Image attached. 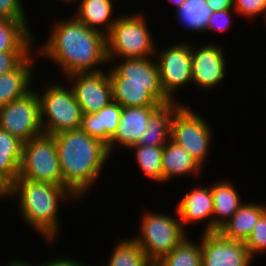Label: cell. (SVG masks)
I'll use <instances>...</instances> for the list:
<instances>
[{
  "instance_id": "20",
  "label": "cell",
  "mask_w": 266,
  "mask_h": 266,
  "mask_svg": "<svg viewBox=\"0 0 266 266\" xmlns=\"http://www.w3.org/2000/svg\"><path fill=\"white\" fill-rule=\"evenodd\" d=\"M266 212L265 206L258 203H246L218 230L225 238L246 242L259 218Z\"/></svg>"
},
{
  "instance_id": "17",
  "label": "cell",
  "mask_w": 266,
  "mask_h": 266,
  "mask_svg": "<svg viewBox=\"0 0 266 266\" xmlns=\"http://www.w3.org/2000/svg\"><path fill=\"white\" fill-rule=\"evenodd\" d=\"M122 113V106L112 101L99 112L83 114L81 129L91 137L109 145L116 133Z\"/></svg>"
},
{
  "instance_id": "41",
  "label": "cell",
  "mask_w": 266,
  "mask_h": 266,
  "mask_svg": "<svg viewBox=\"0 0 266 266\" xmlns=\"http://www.w3.org/2000/svg\"><path fill=\"white\" fill-rule=\"evenodd\" d=\"M148 266H160L158 262H151Z\"/></svg>"
},
{
  "instance_id": "34",
  "label": "cell",
  "mask_w": 266,
  "mask_h": 266,
  "mask_svg": "<svg viewBox=\"0 0 266 266\" xmlns=\"http://www.w3.org/2000/svg\"><path fill=\"white\" fill-rule=\"evenodd\" d=\"M22 0H0V18L27 21Z\"/></svg>"
},
{
  "instance_id": "42",
  "label": "cell",
  "mask_w": 266,
  "mask_h": 266,
  "mask_svg": "<svg viewBox=\"0 0 266 266\" xmlns=\"http://www.w3.org/2000/svg\"><path fill=\"white\" fill-rule=\"evenodd\" d=\"M60 1V0H59ZM63 3H70L71 4V0H61Z\"/></svg>"
},
{
  "instance_id": "38",
  "label": "cell",
  "mask_w": 266,
  "mask_h": 266,
  "mask_svg": "<svg viewBox=\"0 0 266 266\" xmlns=\"http://www.w3.org/2000/svg\"><path fill=\"white\" fill-rule=\"evenodd\" d=\"M11 196V184L0 175V198Z\"/></svg>"
},
{
  "instance_id": "11",
  "label": "cell",
  "mask_w": 266,
  "mask_h": 266,
  "mask_svg": "<svg viewBox=\"0 0 266 266\" xmlns=\"http://www.w3.org/2000/svg\"><path fill=\"white\" fill-rule=\"evenodd\" d=\"M106 71L76 73L67 76L72 91L83 114L99 112L113 101L110 77Z\"/></svg>"
},
{
  "instance_id": "25",
  "label": "cell",
  "mask_w": 266,
  "mask_h": 266,
  "mask_svg": "<svg viewBox=\"0 0 266 266\" xmlns=\"http://www.w3.org/2000/svg\"><path fill=\"white\" fill-rule=\"evenodd\" d=\"M154 58H119L122 61L117 65L113 63L111 68L126 82L160 83L159 68Z\"/></svg>"
},
{
  "instance_id": "16",
  "label": "cell",
  "mask_w": 266,
  "mask_h": 266,
  "mask_svg": "<svg viewBox=\"0 0 266 266\" xmlns=\"http://www.w3.org/2000/svg\"><path fill=\"white\" fill-rule=\"evenodd\" d=\"M176 210L181 221V225L185 228V224L197 223L206 221L204 232H213V211L214 203L209 187H196L190 189L182 198L176 207Z\"/></svg>"
},
{
  "instance_id": "15",
  "label": "cell",
  "mask_w": 266,
  "mask_h": 266,
  "mask_svg": "<svg viewBox=\"0 0 266 266\" xmlns=\"http://www.w3.org/2000/svg\"><path fill=\"white\" fill-rule=\"evenodd\" d=\"M158 107H122V113L116 133L107 146L111 155L117 144L126 149L137 145L140 137L145 133L149 117Z\"/></svg>"
},
{
  "instance_id": "9",
  "label": "cell",
  "mask_w": 266,
  "mask_h": 266,
  "mask_svg": "<svg viewBox=\"0 0 266 266\" xmlns=\"http://www.w3.org/2000/svg\"><path fill=\"white\" fill-rule=\"evenodd\" d=\"M0 129L23 143L43 134L37 90L0 107Z\"/></svg>"
},
{
  "instance_id": "22",
  "label": "cell",
  "mask_w": 266,
  "mask_h": 266,
  "mask_svg": "<svg viewBox=\"0 0 266 266\" xmlns=\"http://www.w3.org/2000/svg\"><path fill=\"white\" fill-rule=\"evenodd\" d=\"M213 196V232L218 231L244 203L231 182L220 181L211 185Z\"/></svg>"
},
{
  "instance_id": "7",
  "label": "cell",
  "mask_w": 266,
  "mask_h": 266,
  "mask_svg": "<svg viewBox=\"0 0 266 266\" xmlns=\"http://www.w3.org/2000/svg\"><path fill=\"white\" fill-rule=\"evenodd\" d=\"M18 177L65 186L53 135L42 134L23 143Z\"/></svg>"
},
{
  "instance_id": "23",
  "label": "cell",
  "mask_w": 266,
  "mask_h": 266,
  "mask_svg": "<svg viewBox=\"0 0 266 266\" xmlns=\"http://www.w3.org/2000/svg\"><path fill=\"white\" fill-rule=\"evenodd\" d=\"M171 101L161 104L149 117L145 133L138 144L145 146H164L170 140L171 118L175 110L182 104Z\"/></svg>"
},
{
  "instance_id": "19",
  "label": "cell",
  "mask_w": 266,
  "mask_h": 266,
  "mask_svg": "<svg viewBox=\"0 0 266 266\" xmlns=\"http://www.w3.org/2000/svg\"><path fill=\"white\" fill-rule=\"evenodd\" d=\"M202 169V166L182 146H179L171 139L163 146V183L177 176L183 177L189 174L199 176Z\"/></svg>"
},
{
  "instance_id": "12",
  "label": "cell",
  "mask_w": 266,
  "mask_h": 266,
  "mask_svg": "<svg viewBox=\"0 0 266 266\" xmlns=\"http://www.w3.org/2000/svg\"><path fill=\"white\" fill-rule=\"evenodd\" d=\"M202 266H251L245 242L225 238L219 231L201 235Z\"/></svg>"
},
{
  "instance_id": "27",
  "label": "cell",
  "mask_w": 266,
  "mask_h": 266,
  "mask_svg": "<svg viewBox=\"0 0 266 266\" xmlns=\"http://www.w3.org/2000/svg\"><path fill=\"white\" fill-rule=\"evenodd\" d=\"M108 260L106 266H148L151 263L133 237L118 241Z\"/></svg>"
},
{
  "instance_id": "1",
  "label": "cell",
  "mask_w": 266,
  "mask_h": 266,
  "mask_svg": "<svg viewBox=\"0 0 266 266\" xmlns=\"http://www.w3.org/2000/svg\"><path fill=\"white\" fill-rule=\"evenodd\" d=\"M46 43L36 52L53 60L65 76L97 72L108 62L106 36L79 21L75 16L55 21ZM101 64V65H100Z\"/></svg>"
},
{
  "instance_id": "24",
  "label": "cell",
  "mask_w": 266,
  "mask_h": 266,
  "mask_svg": "<svg viewBox=\"0 0 266 266\" xmlns=\"http://www.w3.org/2000/svg\"><path fill=\"white\" fill-rule=\"evenodd\" d=\"M31 32L28 21L0 18V52L34 51L37 39Z\"/></svg>"
},
{
  "instance_id": "3",
  "label": "cell",
  "mask_w": 266,
  "mask_h": 266,
  "mask_svg": "<svg viewBox=\"0 0 266 266\" xmlns=\"http://www.w3.org/2000/svg\"><path fill=\"white\" fill-rule=\"evenodd\" d=\"M18 197L19 213L26 224L37 230L48 242H53L59 233V203L65 198H77L65 187L33 182L17 177L11 184L10 198Z\"/></svg>"
},
{
  "instance_id": "36",
  "label": "cell",
  "mask_w": 266,
  "mask_h": 266,
  "mask_svg": "<svg viewBox=\"0 0 266 266\" xmlns=\"http://www.w3.org/2000/svg\"><path fill=\"white\" fill-rule=\"evenodd\" d=\"M61 258H53L51 260L48 261H43V263H40L36 266H87V264L85 263H81V262H77L75 259L72 258H62V256H60ZM90 266V265H89Z\"/></svg>"
},
{
  "instance_id": "13",
  "label": "cell",
  "mask_w": 266,
  "mask_h": 266,
  "mask_svg": "<svg viewBox=\"0 0 266 266\" xmlns=\"http://www.w3.org/2000/svg\"><path fill=\"white\" fill-rule=\"evenodd\" d=\"M191 60L192 84L200 90H212L226 78L227 60L221 46L208 42L198 48L191 44Z\"/></svg>"
},
{
  "instance_id": "43",
  "label": "cell",
  "mask_w": 266,
  "mask_h": 266,
  "mask_svg": "<svg viewBox=\"0 0 266 266\" xmlns=\"http://www.w3.org/2000/svg\"><path fill=\"white\" fill-rule=\"evenodd\" d=\"M78 1H80V0H71V3L73 4V3H77Z\"/></svg>"
},
{
  "instance_id": "14",
  "label": "cell",
  "mask_w": 266,
  "mask_h": 266,
  "mask_svg": "<svg viewBox=\"0 0 266 266\" xmlns=\"http://www.w3.org/2000/svg\"><path fill=\"white\" fill-rule=\"evenodd\" d=\"M113 101L122 107H159L171 100L165 95L161 83L126 82L112 68L108 70Z\"/></svg>"
},
{
  "instance_id": "37",
  "label": "cell",
  "mask_w": 266,
  "mask_h": 266,
  "mask_svg": "<svg viewBox=\"0 0 266 266\" xmlns=\"http://www.w3.org/2000/svg\"><path fill=\"white\" fill-rule=\"evenodd\" d=\"M207 6L213 11L218 12L228 8H233V0H205Z\"/></svg>"
},
{
  "instance_id": "4",
  "label": "cell",
  "mask_w": 266,
  "mask_h": 266,
  "mask_svg": "<svg viewBox=\"0 0 266 266\" xmlns=\"http://www.w3.org/2000/svg\"><path fill=\"white\" fill-rule=\"evenodd\" d=\"M143 13H130L117 17L106 36L108 63L115 58H151L157 48ZM154 55V56H153Z\"/></svg>"
},
{
  "instance_id": "39",
  "label": "cell",
  "mask_w": 266,
  "mask_h": 266,
  "mask_svg": "<svg viewBox=\"0 0 266 266\" xmlns=\"http://www.w3.org/2000/svg\"><path fill=\"white\" fill-rule=\"evenodd\" d=\"M7 266H35V265L28 263L26 260L23 261L20 258H18V259L15 258V259H12V261L10 260V263H8Z\"/></svg>"
},
{
  "instance_id": "10",
  "label": "cell",
  "mask_w": 266,
  "mask_h": 266,
  "mask_svg": "<svg viewBox=\"0 0 266 266\" xmlns=\"http://www.w3.org/2000/svg\"><path fill=\"white\" fill-rule=\"evenodd\" d=\"M157 52L161 87L171 101H178L174 96L178 89L192 84L191 44L178 42Z\"/></svg>"
},
{
  "instance_id": "18",
  "label": "cell",
  "mask_w": 266,
  "mask_h": 266,
  "mask_svg": "<svg viewBox=\"0 0 266 266\" xmlns=\"http://www.w3.org/2000/svg\"><path fill=\"white\" fill-rule=\"evenodd\" d=\"M36 57L32 53L14 70L0 75V107L28 93L32 82V67Z\"/></svg>"
},
{
  "instance_id": "2",
  "label": "cell",
  "mask_w": 266,
  "mask_h": 266,
  "mask_svg": "<svg viewBox=\"0 0 266 266\" xmlns=\"http://www.w3.org/2000/svg\"><path fill=\"white\" fill-rule=\"evenodd\" d=\"M63 183L79 200L94 186L110 157L107 145L81 128L53 135ZM95 182V183H94Z\"/></svg>"
},
{
  "instance_id": "21",
  "label": "cell",
  "mask_w": 266,
  "mask_h": 266,
  "mask_svg": "<svg viewBox=\"0 0 266 266\" xmlns=\"http://www.w3.org/2000/svg\"><path fill=\"white\" fill-rule=\"evenodd\" d=\"M114 0H80L76 4L77 12L74 16L87 27L103 33L109 34L117 19L112 17L114 11ZM101 26V27H100ZM102 27H104L103 30Z\"/></svg>"
},
{
  "instance_id": "30",
  "label": "cell",
  "mask_w": 266,
  "mask_h": 266,
  "mask_svg": "<svg viewBox=\"0 0 266 266\" xmlns=\"http://www.w3.org/2000/svg\"><path fill=\"white\" fill-rule=\"evenodd\" d=\"M158 264L160 266H202L201 242L197 244L187 237L184 238Z\"/></svg>"
},
{
  "instance_id": "8",
  "label": "cell",
  "mask_w": 266,
  "mask_h": 266,
  "mask_svg": "<svg viewBox=\"0 0 266 266\" xmlns=\"http://www.w3.org/2000/svg\"><path fill=\"white\" fill-rule=\"evenodd\" d=\"M184 104L172 115L170 139L182 146L203 167L210 150L213 131L200 113Z\"/></svg>"
},
{
  "instance_id": "5",
  "label": "cell",
  "mask_w": 266,
  "mask_h": 266,
  "mask_svg": "<svg viewBox=\"0 0 266 266\" xmlns=\"http://www.w3.org/2000/svg\"><path fill=\"white\" fill-rule=\"evenodd\" d=\"M43 92L37 91L40 100L43 133L56 135L68 130L79 129L83 112L71 87L60 83L45 85Z\"/></svg>"
},
{
  "instance_id": "35",
  "label": "cell",
  "mask_w": 266,
  "mask_h": 266,
  "mask_svg": "<svg viewBox=\"0 0 266 266\" xmlns=\"http://www.w3.org/2000/svg\"><path fill=\"white\" fill-rule=\"evenodd\" d=\"M233 10V11H232ZM234 12V8H228L222 11L218 12H212L211 16L209 17L208 23L206 25V28L204 29L203 32H208V31H219L223 32L227 29H229L230 26V21L231 20V13Z\"/></svg>"
},
{
  "instance_id": "26",
  "label": "cell",
  "mask_w": 266,
  "mask_h": 266,
  "mask_svg": "<svg viewBox=\"0 0 266 266\" xmlns=\"http://www.w3.org/2000/svg\"><path fill=\"white\" fill-rule=\"evenodd\" d=\"M23 142L0 129V175L10 184L18 177L22 160Z\"/></svg>"
},
{
  "instance_id": "40",
  "label": "cell",
  "mask_w": 266,
  "mask_h": 266,
  "mask_svg": "<svg viewBox=\"0 0 266 266\" xmlns=\"http://www.w3.org/2000/svg\"><path fill=\"white\" fill-rule=\"evenodd\" d=\"M176 7L175 12L185 3L186 0H169Z\"/></svg>"
},
{
  "instance_id": "29",
  "label": "cell",
  "mask_w": 266,
  "mask_h": 266,
  "mask_svg": "<svg viewBox=\"0 0 266 266\" xmlns=\"http://www.w3.org/2000/svg\"><path fill=\"white\" fill-rule=\"evenodd\" d=\"M129 150L134 152L136 163L145 177L163 183L162 153L163 146H145L137 144Z\"/></svg>"
},
{
  "instance_id": "32",
  "label": "cell",
  "mask_w": 266,
  "mask_h": 266,
  "mask_svg": "<svg viewBox=\"0 0 266 266\" xmlns=\"http://www.w3.org/2000/svg\"><path fill=\"white\" fill-rule=\"evenodd\" d=\"M233 8L243 18L251 19L261 14L266 18V0H233Z\"/></svg>"
},
{
  "instance_id": "33",
  "label": "cell",
  "mask_w": 266,
  "mask_h": 266,
  "mask_svg": "<svg viewBox=\"0 0 266 266\" xmlns=\"http://www.w3.org/2000/svg\"><path fill=\"white\" fill-rule=\"evenodd\" d=\"M31 53V51L0 52V75L16 69Z\"/></svg>"
},
{
  "instance_id": "28",
  "label": "cell",
  "mask_w": 266,
  "mask_h": 266,
  "mask_svg": "<svg viewBox=\"0 0 266 266\" xmlns=\"http://www.w3.org/2000/svg\"><path fill=\"white\" fill-rule=\"evenodd\" d=\"M212 12L205 0H186L175 14L185 28L203 33Z\"/></svg>"
},
{
  "instance_id": "6",
  "label": "cell",
  "mask_w": 266,
  "mask_h": 266,
  "mask_svg": "<svg viewBox=\"0 0 266 266\" xmlns=\"http://www.w3.org/2000/svg\"><path fill=\"white\" fill-rule=\"evenodd\" d=\"M177 214V210L175 217L169 216L167 213L148 210L142 214L141 235H136L133 238L138 242L150 262H159L186 238V230L181 225Z\"/></svg>"
},
{
  "instance_id": "31",
  "label": "cell",
  "mask_w": 266,
  "mask_h": 266,
  "mask_svg": "<svg viewBox=\"0 0 266 266\" xmlns=\"http://www.w3.org/2000/svg\"><path fill=\"white\" fill-rule=\"evenodd\" d=\"M245 245L253 259L256 254L266 252V212L259 218Z\"/></svg>"
}]
</instances>
